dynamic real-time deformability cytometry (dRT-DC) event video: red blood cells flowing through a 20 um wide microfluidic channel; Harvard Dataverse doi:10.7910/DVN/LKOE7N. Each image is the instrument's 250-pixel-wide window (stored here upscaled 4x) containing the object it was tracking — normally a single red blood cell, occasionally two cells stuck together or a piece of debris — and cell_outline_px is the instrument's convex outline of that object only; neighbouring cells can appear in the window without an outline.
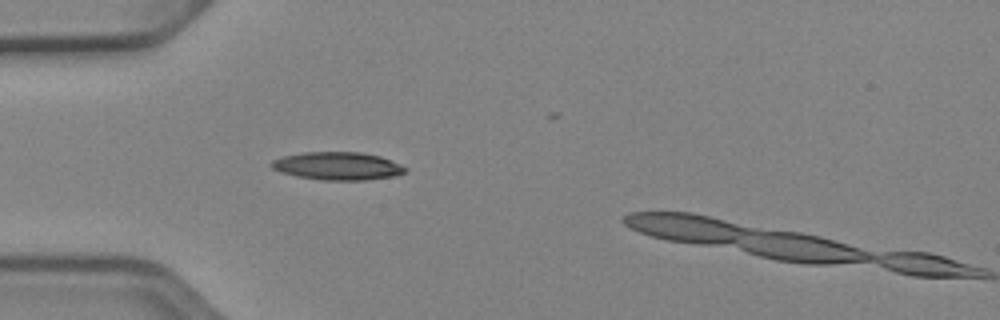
{"species": "Egyptian fruit bat (a non-hibernating species)", "species_latin": "Rousettus aegyptiacus", "temperature_condition": "cold", "stored_images_in_passage": 2, "camera_frame_rate_fps": 3000, "um_per_image_px": 0.085, "animal": {"sex": "female"}, "frame": {"image": 1, "passage_image": 1, "time_ms": 0.0, "image_size_px": [1000, 320], "cell_outline_px": [[408, 168], [404, 172], [396, 176], [364, 180], [320, 180], [296, 176], [280, 172], [272, 168], [268, 164], [272, 160], [284, 156], [304, 152], [360, 152], [380, 156], [400, 164]], "centroid_in_image_um": [28.68, 14.11], "position_along_channel_um": 56.3, "area_um2": 21.85}}